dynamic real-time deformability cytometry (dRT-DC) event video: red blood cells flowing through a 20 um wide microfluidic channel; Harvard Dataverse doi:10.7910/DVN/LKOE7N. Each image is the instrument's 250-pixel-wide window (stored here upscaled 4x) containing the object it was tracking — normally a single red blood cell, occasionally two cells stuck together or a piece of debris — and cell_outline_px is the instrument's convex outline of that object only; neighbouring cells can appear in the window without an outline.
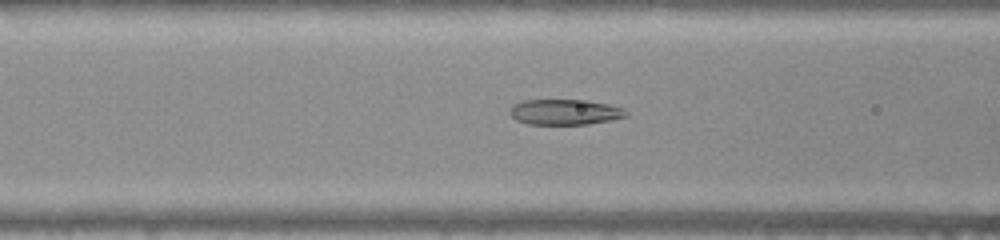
{"species": "common noctule bat (a hibernating species)", "species_latin": "Nyctalus noctula", "temperature_condition": "warm", "stored_images_in_passage": 41, "camera_frame_rate_fps": 3000, "um_per_image_px": 0.085, "animal": {"sex": "female", "body_mass_g": 22.0, "forearm_length_mm": 56.7}, "frame": {"image": 1, "passage_image": 10, "time_ms": 3.0, "image_size_px": [1000, 240], "cell_outline_px": [[628, 116], [612, 120], [588, 124], [528, 124], [516, 120], [508, 112], [516, 104], [524, 100], [588, 100], [608, 104], [624, 108], [628, 112]], "centroid_in_image_um": [48.07, 9.52], "position_along_channel_um": 118.5, "area_um2": 17.28}}
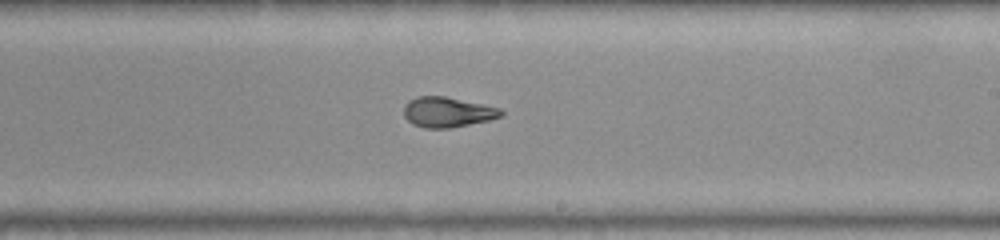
{"frame": {"image": 2, "passage_image": 20, "time_ms": 6.333, "image_size_px": [1000, 240], "cell_outline_px": [[504, 116], [488, 120], [448, 128], [424, 128], [412, 124], [404, 116], [404, 104], [408, 100], [416, 96], [444, 96], [484, 104], [500, 108], [504, 112]], "centroid_in_image_um": [38.02, 9.52], "position_along_channel_um": 251.0, "area_um2": 17.17}}
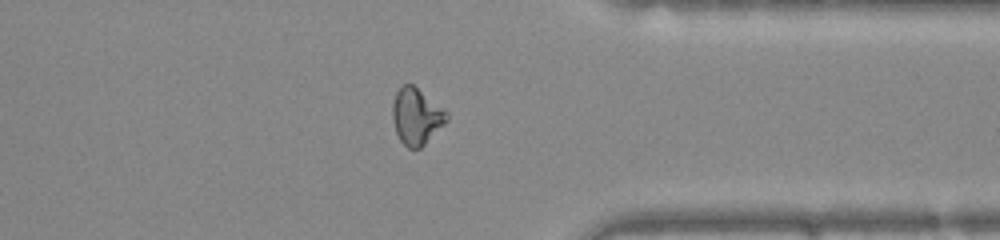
{"frame": {"image": 3, "passage_image": 30, "time_ms": 9.667, "image_size_px": [1000, 240], "cell_outline_px": [[448, 120], [420, 148], [408, 148], [400, 140], [396, 132], [392, 120], [392, 104], [396, 92], [404, 84], [412, 84], [448, 112]], "centroid_in_image_um": [35.37, 9.89], "position_along_channel_um": 376.0, "area_um2": 17.57}}